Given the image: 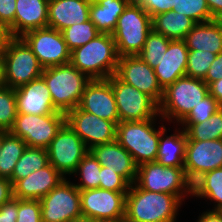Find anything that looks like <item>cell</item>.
I'll use <instances>...</instances> for the list:
<instances>
[{
	"label": "cell",
	"instance_id": "ffe728a7",
	"mask_svg": "<svg viewBox=\"0 0 222 222\" xmlns=\"http://www.w3.org/2000/svg\"><path fill=\"white\" fill-rule=\"evenodd\" d=\"M63 177L50 163L32 172L13 185V197L21 200H40L55 188Z\"/></svg>",
	"mask_w": 222,
	"mask_h": 222
},
{
	"label": "cell",
	"instance_id": "44dd1931",
	"mask_svg": "<svg viewBox=\"0 0 222 222\" xmlns=\"http://www.w3.org/2000/svg\"><path fill=\"white\" fill-rule=\"evenodd\" d=\"M17 111L22 114L44 115L57 111L50 99V92L42 77L15 89Z\"/></svg>",
	"mask_w": 222,
	"mask_h": 222
},
{
	"label": "cell",
	"instance_id": "74e56055",
	"mask_svg": "<svg viewBox=\"0 0 222 222\" xmlns=\"http://www.w3.org/2000/svg\"><path fill=\"white\" fill-rule=\"evenodd\" d=\"M176 13H182L191 18L195 23H204L214 20L206 0H177Z\"/></svg>",
	"mask_w": 222,
	"mask_h": 222
},
{
	"label": "cell",
	"instance_id": "5b68a950",
	"mask_svg": "<svg viewBox=\"0 0 222 222\" xmlns=\"http://www.w3.org/2000/svg\"><path fill=\"white\" fill-rule=\"evenodd\" d=\"M209 94V86L202 80L183 76L163 90L158 104L159 115L181 122L202 99ZM161 112V113H160Z\"/></svg>",
	"mask_w": 222,
	"mask_h": 222
},
{
	"label": "cell",
	"instance_id": "8992f818",
	"mask_svg": "<svg viewBox=\"0 0 222 222\" xmlns=\"http://www.w3.org/2000/svg\"><path fill=\"white\" fill-rule=\"evenodd\" d=\"M155 119L119 122L116 141L132 156L137 166L156 161L161 128L152 125Z\"/></svg>",
	"mask_w": 222,
	"mask_h": 222
},
{
	"label": "cell",
	"instance_id": "7dc6e473",
	"mask_svg": "<svg viewBox=\"0 0 222 222\" xmlns=\"http://www.w3.org/2000/svg\"><path fill=\"white\" fill-rule=\"evenodd\" d=\"M213 19L222 20V0H206Z\"/></svg>",
	"mask_w": 222,
	"mask_h": 222
},
{
	"label": "cell",
	"instance_id": "836d02e7",
	"mask_svg": "<svg viewBox=\"0 0 222 222\" xmlns=\"http://www.w3.org/2000/svg\"><path fill=\"white\" fill-rule=\"evenodd\" d=\"M169 38L151 30L146 38L145 45L138 56L146 62L151 68L159 65V62L165 54L169 43Z\"/></svg>",
	"mask_w": 222,
	"mask_h": 222
},
{
	"label": "cell",
	"instance_id": "db71d44e",
	"mask_svg": "<svg viewBox=\"0 0 222 222\" xmlns=\"http://www.w3.org/2000/svg\"><path fill=\"white\" fill-rule=\"evenodd\" d=\"M95 222H123V219H116V220H97Z\"/></svg>",
	"mask_w": 222,
	"mask_h": 222
},
{
	"label": "cell",
	"instance_id": "7402d4cb",
	"mask_svg": "<svg viewBox=\"0 0 222 222\" xmlns=\"http://www.w3.org/2000/svg\"><path fill=\"white\" fill-rule=\"evenodd\" d=\"M188 53L184 40H170L159 65L154 67V73L163 90L186 75Z\"/></svg>",
	"mask_w": 222,
	"mask_h": 222
},
{
	"label": "cell",
	"instance_id": "30bf717a",
	"mask_svg": "<svg viewBox=\"0 0 222 222\" xmlns=\"http://www.w3.org/2000/svg\"><path fill=\"white\" fill-rule=\"evenodd\" d=\"M117 104L119 122L155 119L158 104L146 93L121 81L115 74L108 78Z\"/></svg>",
	"mask_w": 222,
	"mask_h": 222
},
{
	"label": "cell",
	"instance_id": "1f68e13d",
	"mask_svg": "<svg viewBox=\"0 0 222 222\" xmlns=\"http://www.w3.org/2000/svg\"><path fill=\"white\" fill-rule=\"evenodd\" d=\"M187 140L203 141L222 139V107L201 123H182Z\"/></svg>",
	"mask_w": 222,
	"mask_h": 222
},
{
	"label": "cell",
	"instance_id": "7bdbcfd3",
	"mask_svg": "<svg viewBox=\"0 0 222 222\" xmlns=\"http://www.w3.org/2000/svg\"><path fill=\"white\" fill-rule=\"evenodd\" d=\"M16 1L17 0H0V22L8 28L11 37H14Z\"/></svg>",
	"mask_w": 222,
	"mask_h": 222
},
{
	"label": "cell",
	"instance_id": "4fadbf2b",
	"mask_svg": "<svg viewBox=\"0 0 222 222\" xmlns=\"http://www.w3.org/2000/svg\"><path fill=\"white\" fill-rule=\"evenodd\" d=\"M82 139L65 123L47 148L49 163L64 177L73 174L88 153Z\"/></svg>",
	"mask_w": 222,
	"mask_h": 222
},
{
	"label": "cell",
	"instance_id": "f1b7e54d",
	"mask_svg": "<svg viewBox=\"0 0 222 222\" xmlns=\"http://www.w3.org/2000/svg\"><path fill=\"white\" fill-rule=\"evenodd\" d=\"M26 147V142L22 138L10 131H4L0 147V177L6 179L12 177L15 165Z\"/></svg>",
	"mask_w": 222,
	"mask_h": 222
},
{
	"label": "cell",
	"instance_id": "ba28073f",
	"mask_svg": "<svg viewBox=\"0 0 222 222\" xmlns=\"http://www.w3.org/2000/svg\"><path fill=\"white\" fill-rule=\"evenodd\" d=\"M135 183L141 189L176 195L182 201L185 192L192 193V184L185 175L184 167H165L158 161L138 166Z\"/></svg>",
	"mask_w": 222,
	"mask_h": 222
},
{
	"label": "cell",
	"instance_id": "f5cc1de1",
	"mask_svg": "<svg viewBox=\"0 0 222 222\" xmlns=\"http://www.w3.org/2000/svg\"><path fill=\"white\" fill-rule=\"evenodd\" d=\"M1 85H4L2 53H0V86Z\"/></svg>",
	"mask_w": 222,
	"mask_h": 222
},
{
	"label": "cell",
	"instance_id": "f546056e",
	"mask_svg": "<svg viewBox=\"0 0 222 222\" xmlns=\"http://www.w3.org/2000/svg\"><path fill=\"white\" fill-rule=\"evenodd\" d=\"M49 164L47 149L27 146L17 161L10 181L14 185L18 180L26 178L32 172Z\"/></svg>",
	"mask_w": 222,
	"mask_h": 222
},
{
	"label": "cell",
	"instance_id": "9c48e42d",
	"mask_svg": "<svg viewBox=\"0 0 222 222\" xmlns=\"http://www.w3.org/2000/svg\"><path fill=\"white\" fill-rule=\"evenodd\" d=\"M65 123L64 113L44 115L17 113L10 132L22 138L29 147L47 149Z\"/></svg>",
	"mask_w": 222,
	"mask_h": 222
},
{
	"label": "cell",
	"instance_id": "d6a6232c",
	"mask_svg": "<svg viewBox=\"0 0 222 222\" xmlns=\"http://www.w3.org/2000/svg\"><path fill=\"white\" fill-rule=\"evenodd\" d=\"M61 32L70 52L85 45L101 34L90 19L80 24L75 23Z\"/></svg>",
	"mask_w": 222,
	"mask_h": 222
},
{
	"label": "cell",
	"instance_id": "d6986e66",
	"mask_svg": "<svg viewBox=\"0 0 222 222\" xmlns=\"http://www.w3.org/2000/svg\"><path fill=\"white\" fill-rule=\"evenodd\" d=\"M103 167L121 175L130 185L137 178L138 166L131 154L116 140L110 143L94 146L89 150Z\"/></svg>",
	"mask_w": 222,
	"mask_h": 222
},
{
	"label": "cell",
	"instance_id": "7c38bea8",
	"mask_svg": "<svg viewBox=\"0 0 222 222\" xmlns=\"http://www.w3.org/2000/svg\"><path fill=\"white\" fill-rule=\"evenodd\" d=\"M21 38L44 69L70 63L71 52L61 31L50 27L33 29L24 33Z\"/></svg>",
	"mask_w": 222,
	"mask_h": 222
},
{
	"label": "cell",
	"instance_id": "816d5d0a",
	"mask_svg": "<svg viewBox=\"0 0 222 222\" xmlns=\"http://www.w3.org/2000/svg\"><path fill=\"white\" fill-rule=\"evenodd\" d=\"M68 222H95V220L87 218L85 216H81V217L72 219V220H70Z\"/></svg>",
	"mask_w": 222,
	"mask_h": 222
},
{
	"label": "cell",
	"instance_id": "11a10c76",
	"mask_svg": "<svg viewBox=\"0 0 222 222\" xmlns=\"http://www.w3.org/2000/svg\"><path fill=\"white\" fill-rule=\"evenodd\" d=\"M4 137V130H0V147H1V142L3 140Z\"/></svg>",
	"mask_w": 222,
	"mask_h": 222
},
{
	"label": "cell",
	"instance_id": "9a60e30c",
	"mask_svg": "<svg viewBox=\"0 0 222 222\" xmlns=\"http://www.w3.org/2000/svg\"><path fill=\"white\" fill-rule=\"evenodd\" d=\"M66 123L82 139L87 149L116 140V124L80 110L78 107L68 111Z\"/></svg>",
	"mask_w": 222,
	"mask_h": 222
},
{
	"label": "cell",
	"instance_id": "60d3db41",
	"mask_svg": "<svg viewBox=\"0 0 222 222\" xmlns=\"http://www.w3.org/2000/svg\"><path fill=\"white\" fill-rule=\"evenodd\" d=\"M16 222H42L40 200L18 199Z\"/></svg>",
	"mask_w": 222,
	"mask_h": 222
},
{
	"label": "cell",
	"instance_id": "e575fe53",
	"mask_svg": "<svg viewBox=\"0 0 222 222\" xmlns=\"http://www.w3.org/2000/svg\"><path fill=\"white\" fill-rule=\"evenodd\" d=\"M100 169V163L93 154L88 151L75 170V174L78 171L80 173L81 183L74 185L79 190L100 188Z\"/></svg>",
	"mask_w": 222,
	"mask_h": 222
},
{
	"label": "cell",
	"instance_id": "8fae6325",
	"mask_svg": "<svg viewBox=\"0 0 222 222\" xmlns=\"http://www.w3.org/2000/svg\"><path fill=\"white\" fill-rule=\"evenodd\" d=\"M42 222H68L82 216L80 190L66 179L40 199Z\"/></svg>",
	"mask_w": 222,
	"mask_h": 222
},
{
	"label": "cell",
	"instance_id": "3957f363",
	"mask_svg": "<svg viewBox=\"0 0 222 222\" xmlns=\"http://www.w3.org/2000/svg\"><path fill=\"white\" fill-rule=\"evenodd\" d=\"M41 77L54 108L64 114L78 107L85 87L91 81L71 63L45 68Z\"/></svg>",
	"mask_w": 222,
	"mask_h": 222
},
{
	"label": "cell",
	"instance_id": "bcb514c9",
	"mask_svg": "<svg viewBox=\"0 0 222 222\" xmlns=\"http://www.w3.org/2000/svg\"><path fill=\"white\" fill-rule=\"evenodd\" d=\"M13 197V185L10 179L0 177V207Z\"/></svg>",
	"mask_w": 222,
	"mask_h": 222
},
{
	"label": "cell",
	"instance_id": "52a82bcc",
	"mask_svg": "<svg viewBox=\"0 0 222 222\" xmlns=\"http://www.w3.org/2000/svg\"><path fill=\"white\" fill-rule=\"evenodd\" d=\"M4 85L16 89L41 77L44 68L21 37H11L2 52Z\"/></svg>",
	"mask_w": 222,
	"mask_h": 222
},
{
	"label": "cell",
	"instance_id": "d590c367",
	"mask_svg": "<svg viewBox=\"0 0 222 222\" xmlns=\"http://www.w3.org/2000/svg\"><path fill=\"white\" fill-rule=\"evenodd\" d=\"M15 89L6 85L0 86V130L10 131L17 116Z\"/></svg>",
	"mask_w": 222,
	"mask_h": 222
},
{
	"label": "cell",
	"instance_id": "b9f144b4",
	"mask_svg": "<svg viewBox=\"0 0 222 222\" xmlns=\"http://www.w3.org/2000/svg\"><path fill=\"white\" fill-rule=\"evenodd\" d=\"M151 17L177 7V0H135Z\"/></svg>",
	"mask_w": 222,
	"mask_h": 222
},
{
	"label": "cell",
	"instance_id": "8d00e7d4",
	"mask_svg": "<svg viewBox=\"0 0 222 222\" xmlns=\"http://www.w3.org/2000/svg\"><path fill=\"white\" fill-rule=\"evenodd\" d=\"M215 58L216 54L209 51L189 50L186 76L203 80Z\"/></svg>",
	"mask_w": 222,
	"mask_h": 222
},
{
	"label": "cell",
	"instance_id": "2e32d148",
	"mask_svg": "<svg viewBox=\"0 0 222 222\" xmlns=\"http://www.w3.org/2000/svg\"><path fill=\"white\" fill-rule=\"evenodd\" d=\"M217 168H222V139L187 140L184 171L191 184L204 173Z\"/></svg>",
	"mask_w": 222,
	"mask_h": 222
},
{
	"label": "cell",
	"instance_id": "f35d334b",
	"mask_svg": "<svg viewBox=\"0 0 222 222\" xmlns=\"http://www.w3.org/2000/svg\"><path fill=\"white\" fill-rule=\"evenodd\" d=\"M221 108L218 101L209 93L181 121V123H201Z\"/></svg>",
	"mask_w": 222,
	"mask_h": 222
},
{
	"label": "cell",
	"instance_id": "277c9868",
	"mask_svg": "<svg viewBox=\"0 0 222 222\" xmlns=\"http://www.w3.org/2000/svg\"><path fill=\"white\" fill-rule=\"evenodd\" d=\"M151 30V16L135 0H132L118 18L111 34L119 57L138 55Z\"/></svg>",
	"mask_w": 222,
	"mask_h": 222
},
{
	"label": "cell",
	"instance_id": "c3c4849f",
	"mask_svg": "<svg viewBox=\"0 0 222 222\" xmlns=\"http://www.w3.org/2000/svg\"><path fill=\"white\" fill-rule=\"evenodd\" d=\"M198 222H222V211H206L199 217Z\"/></svg>",
	"mask_w": 222,
	"mask_h": 222
},
{
	"label": "cell",
	"instance_id": "cb8c5ba5",
	"mask_svg": "<svg viewBox=\"0 0 222 222\" xmlns=\"http://www.w3.org/2000/svg\"><path fill=\"white\" fill-rule=\"evenodd\" d=\"M49 0H17L14 18V37L39 28L48 27Z\"/></svg>",
	"mask_w": 222,
	"mask_h": 222
},
{
	"label": "cell",
	"instance_id": "6da1fadb",
	"mask_svg": "<svg viewBox=\"0 0 222 222\" xmlns=\"http://www.w3.org/2000/svg\"><path fill=\"white\" fill-rule=\"evenodd\" d=\"M135 185V186H134ZM130 185L126 194L125 219L130 222H175L181 201L176 195Z\"/></svg>",
	"mask_w": 222,
	"mask_h": 222
},
{
	"label": "cell",
	"instance_id": "83f0119b",
	"mask_svg": "<svg viewBox=\"0 0 222 222\" xmlns=\"http://www.w3.org/2000/svg\"><path fill=\"white\" fill-rule=\"evenodd\" d=\"M165 131L166 128L162 125L156 161L165 167H184L187 142L185 131L163 138Z\"/></svg>",
	"mask_w": 222,
	"mask_h": 222
},
{
	"label": "cell",
	"instance_id": "e0dca14e",
	"mask_svg": "<svg viewBox=\"0 0 222 222\" xmlns=\"http://www.w3.org/2000/svg\"><path fill=\"white\" fill-rule=\"evenodd\" d=\"M115 75L124 83L146 93L157 104L161 102L163 89L158 83L154 68L138 55L119 57Z\"/></svg>",
	"mask_w": 222,
	"mask_h": 222
},
{
	"label": "cell",
	"instance_id": "4316f807",
	"mask_svg": "<svg viewBox=\"0 0 222 222\" xmlns=\"http://www.w3.org/2000/svg\"><path fill=\"white\" fill-rule=\"evenodd\" d=\"M152 30L171 40H183L196 24L191 18L173 10L151 17Z\"/></svg>",
	"mask_w": 222,
	"mask_h": 222
},
{
	"label": "cell",
	"instance_id": "681fc988",
	"mask_svg": "<svg viewBox=\"0 0 222 222\" xmlns=\"http://www.w3.org/2000/svg\"><path fill=\"white\" fill-rule=\"evenodd\" d=\"M209 93L222 107V79H218L209 85Z\"/></svg>",
	"mask_w": 222,
	"mask_h": 222
},
{
	"label": "cell",
	"instance_id": "ab89813d",
	"mask_svg": "<svg viewBox=\"0 0 222 222\" xmlns=\"http://www.w3.org/2000/svg\"><path fill=\"white\" fill-rule=\"evenodd\" d=\"M130 184L119 174L101 166L100 188L115 192H128Z\"/></svg>",
	"mask_w": 222,
	"mask_h": 222
},
{
	"label": "cell",
	"instance_id": "603a6c76",
	"mask_svg": "<svg viewBox=\"0 0 222 222\" xmlns=\"http://www.w3.org/2000/svg\"><path fill=\"white\" fill-rule=\"evenodd\" d=\"M91 0H49L48 27L62 31L90 19Z\"/></svg>",
	"mask_w": 222,
	"mask_h": 222
},
{
	"label": "cell",
	"instance_id": "5bb4252c",
	"mask_svg": "<svg viewBox=\"0 0 222 222\" xmlns=\"http://www.w3.org/2000/svg\"><path fill=\"white\" fill-rule=\"evenodd\" d=\"M126 194L102 188L80 190L82 216L95 221L124 219Z\"/></svg>",
	"mask_w": 222,
	"mask_h": 222
},
{
	"label": "cell",
	"instance_id": "d4e9b609",
	"mask_svg": "<svg viewBox=\"0 0 222 222\" xmlns=\"http://www.w3.org/2000/svg\"><path fill=\"white\" fill-rule=\"evenodd\" d=\"M183 40L188 50L219 54L222 52V20L196 23Z\"/></svg>",
	"mask_w": 222,
	"mask_h": 222
},
{
	"label": "cell",
	"instance_id": "ee69618b",
	"mask_svg": "<svg viewBox=\"0 0 222 222\" xmlns=\"http://www.w3.org/2000/svg\"><path fill=\"white\" fill-rule=\"evenodd\" d=\"M18 198L12 197L0 207V222H16Z\"/></svg>",
	"mask_w": 222,
	"mask_h": 222
},
{
	"label": "cell",
	"instance_id": "4dcf8cb0",
	"mask_svg": "<svg viewBox=\"0 0 222 222\" xmlns=\"http://www.w3.org/2000/svg\"><path fill=\"white\" fill-rule=\"evenodd\" d=\"M196 197L210 198L217 206L214 210H222V168L204 173L192 184V193Z\"/></svg>",
	"mask_w": 222,
	"mask_h": 222
},
{
	"label": "cell",
	"instance_id": "484cf974",
	"mask_svg": "<svg viewBox=\"0 0 222 222\" xmlns=\"http://www.w3.org/2000/svg\"><path fill=\"white\" fill-rule=\"evenodd\" d=\"M132 0H91L89 17L101 33L112 34L120 15Z\"/></svg>",
	"mask_w": 222,
	"mask_h": 222
},
{
	"label": "cell",
	"instance_id": "ac0fdd59",
	"mask_svg": "<svg viewBox=\"0 0 222 222\" xmlns=\"http://www.w3.org/2000/svg\"><path fill=\"white\" fill-rule=\"evenodd\" d=\"M78 108L97 117L119 123V115L109 79H93L85 87Z\"/></svg>",
	"mask_w": 222,
	"mask_h": 222
},
{
	"label": "cell",
	"instance_id": "7a4b0ae2",
	"mask_svg": "<svg viewBox=\"0 0 222 222\" xmlns=\"http://www.w3.org/2000/svg\"><path fill=\"white\" fill-rule=\"evenodd\" d=\"M119 55L113 36L101 33L71 51L70 63L91 80L108 79L116 73Z\"/></svg>",
	"mask_w": 222,
	"mask_h": 222
},
{
	"label": "cell",
	"instance_id": "f6af8a7d",
	"mask_svg": "<svg viewBox=\"0 0 222 222\" xmlns=\"http://www.w3.org/2000/svg\"><path fill=\"white\" fill-rule=\"evenodd\" d=\"M218 79H222V52L216 55L203 81L209 86Z\"/></svg>",
	"mask_w": 222,
	"mask_h": 222
},
{
	"label": "cell",
	"instance_id": "f907efd6",
	"mask_svg": "<svg viewBox=\"0 0 222 222\" xmlns=\"http://www.w3.org/2000/svg\"><path fill=\"white\" fill-rule=\"evenodd\" d=\"M11 35L8 28L0 22V53L6 48L8 41L10 40Z\"/></svg>",
	"mask_w": 222,
	"mask_h": 222
}]
</instances>
